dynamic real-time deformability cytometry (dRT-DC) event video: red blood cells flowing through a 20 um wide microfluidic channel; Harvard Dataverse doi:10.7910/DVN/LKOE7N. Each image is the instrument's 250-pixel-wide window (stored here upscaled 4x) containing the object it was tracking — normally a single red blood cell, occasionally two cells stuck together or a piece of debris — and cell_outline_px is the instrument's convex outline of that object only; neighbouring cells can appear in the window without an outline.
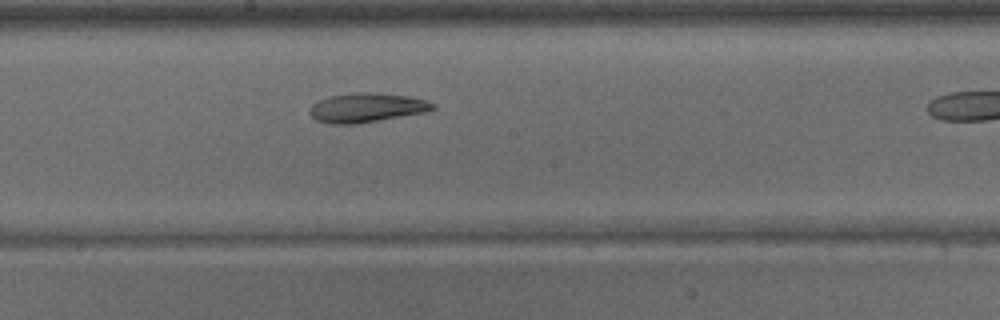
{"species": "common noctule bat (a hibernating species)", "species_latin": "Nyctalus noctula", "temperature_condition": "warm", "stored_images_in_passage": 16, "camera_frame_rate_fps": 3000, "um_per_image_px": 0.085, "animal": {"sex": "male", "body_mass_g": 15.6}, "frame": {"image": 1, "passage_image": 11, "time_ms": 3.333, "image_size_px": [1000, 320], "cell_outline_px": [[436, 108], [424, 112], [356, 124], [332, 124], [316, 120], [308, 112], [308, 108], [312, 104], [328, 96], [352, 92], [368, 92], [408, 96], [424, 100], [436, 104]], "centroid_in_image_um": [31.11, 9.14], "position_along_channel_um": 217.1, "area_um2": 20.92}}
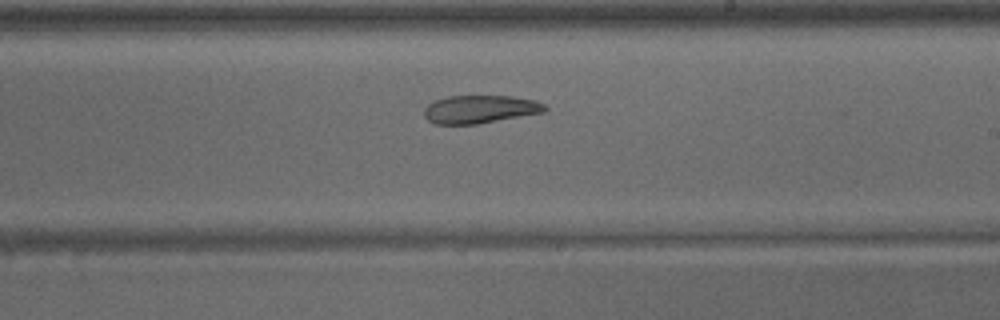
{"frame": {"image": 2, "passage_image": 13, "time_ms": 4.0, "image_size_px": [1000, 320], "cell_outline_px": [[548, 108], [544, 112], [476, 124], [436, 124], [428, 120], [424, 116], [424, 108], [428, 104], [436, 100], [448, 96], [512, 96], [536, 100], [544, 104]], "centroid_in_image_um": [40.8, 9.28], "position_along_channel_um": 248.2, "area_um2": 19.65}}
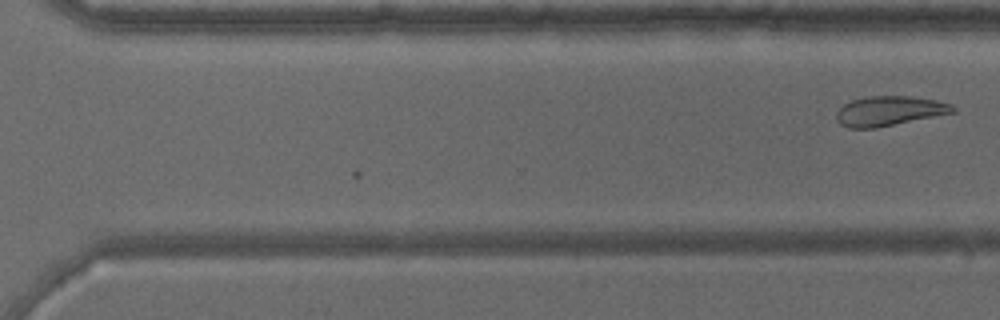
{"frame": {"image": 3, "passage_image": 16, "time_ms": 5.0, "image_size_px": [1000, 320], "cell_outline_px": [[956, 112], [876, 128], [848, 128], [840, 124], [836, 120], [836, 112], [844, 104], [852, 100], [868, 96], [912, 96], [936, 100], [948, 104], [956, 108]], "centroid_in_image_um": [75.56, 9.43], "position_along_channel_um": 295.0, "area_um2": 20.11}}